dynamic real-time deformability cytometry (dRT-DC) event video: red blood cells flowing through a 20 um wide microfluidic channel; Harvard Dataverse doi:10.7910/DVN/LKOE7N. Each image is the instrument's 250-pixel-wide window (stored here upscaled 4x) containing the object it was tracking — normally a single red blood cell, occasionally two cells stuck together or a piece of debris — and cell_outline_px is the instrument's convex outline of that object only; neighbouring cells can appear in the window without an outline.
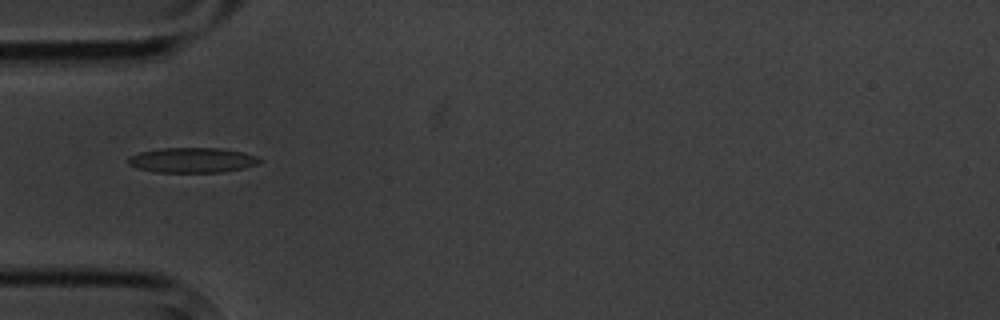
{"species": "common noctule bat (a hibernating species)", "species_latin": "Nyctalus noctula", "temperature_condition": "cold", "stored_images_in_passage": 5, "camera_frame_rate_fps": 3000, "um_per_image_px": 0.085, "animal": {"sex": "male", "body_mass_g": 20.1, "forearm_length_mm": 53.5}, "frame": {"image": 1, "passage_image": 3, "time_ms": 2.667, "image_size_px": [1000, 320], "cell_outline_px": [[264, 160], [260, 164], [244, 168], [220, 172], [152, 172], [136, 168], [128, 164], [128, 156], [140, 152], [160, 148], [220, 148], [244, 152], [256, 156]], "centroid_in_image_um": [16.35, 13.61], "position_along_channel_um": 68.6, "area_um2": 19.42}}
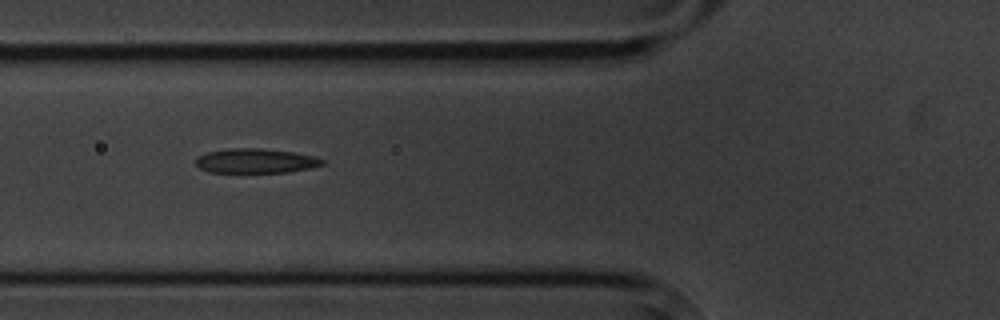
{"frame": {"image": 2, "passage_image": 4, "time_ms": 3.667, "image_size_px": [1000, 320], "cell_outline_px": [[324, 164], [308, 168], [288, 172], [208, 172], [200, 168], [196, 164], [196, 156], [208, 152], [232, 148], [260, 148], [292, 152], [312, 156], [324, 160]], "centroid_in_image_um": [21.69, 13.67], "position_along_channel_um": 104.1, "area_um2": 17.86}}
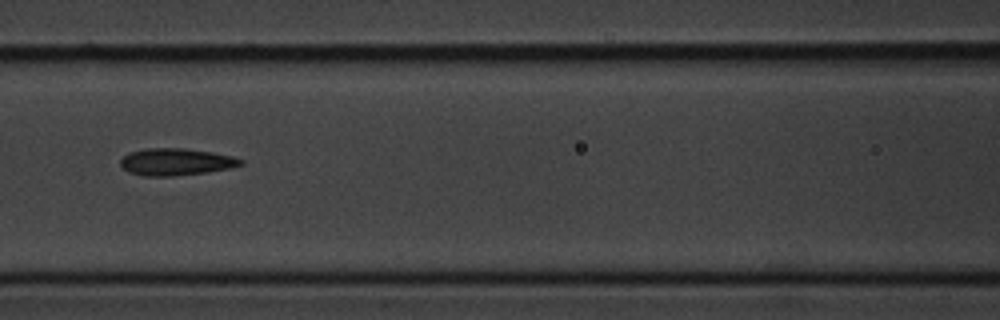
{"frame": {"image": 3, "passage_image": 5, "time_ms": 5.0, "image_size_px": [1000, 320], "cell_outline_px": [[244, 164], [228, 168], [208, 172], [172, 176], [144, 176], [128, 172], [120, 164], [120, 160], [128, 152], [148, 148], [184, 148], [212, 152], [232, 156], [244, 160]], "centroid_in_image_um": [14.95, 13.76], "position_along_channel_um": 151.7, "area_um2": 18.96}}